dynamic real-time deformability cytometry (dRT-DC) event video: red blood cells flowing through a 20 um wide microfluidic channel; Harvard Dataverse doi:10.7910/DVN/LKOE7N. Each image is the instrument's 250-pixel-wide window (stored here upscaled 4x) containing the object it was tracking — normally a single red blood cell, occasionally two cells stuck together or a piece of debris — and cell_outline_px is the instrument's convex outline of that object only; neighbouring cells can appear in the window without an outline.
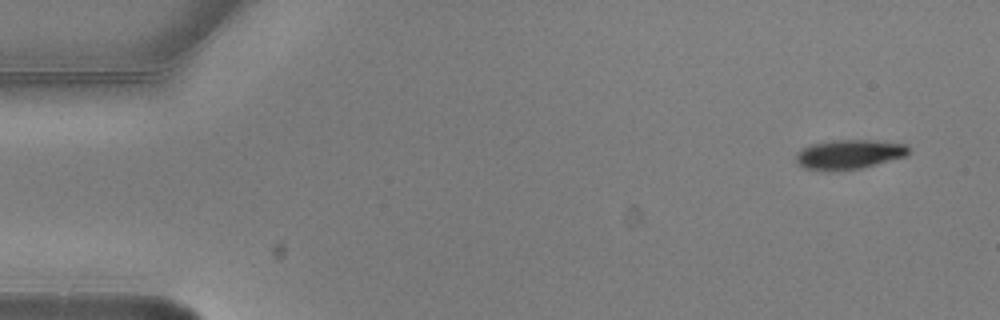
{"species": "common noctule bat (a hibernating species)", "species_latin": "Nyctalus noctula", "temperature_condition": "warm", "stored_images_in_passage": 5, "camera_frame_rate_fps": 3000, "um_per_image_px": 0.085, "animal": {"sex": "male", "body_mass_g": 20.5, "forearm_length_mm": 52.5}, "frame": {"image": 1, "passage_image": 1, "time_ms": 0.0, "image_size_px": [1000, 320], "cell_outline_px": [[908, 156], [860, 168], [832, 172], [824, 172], [804, 168], [796, 164], [796, 156], [804, 148], [812, 144], [836, 140], [872, 140], [904, 144], [908, 148]], "centroid_in_image_um": [72.15, 13.15], "position_along_channel_um": 12.9, "area_um2": 19.36}}